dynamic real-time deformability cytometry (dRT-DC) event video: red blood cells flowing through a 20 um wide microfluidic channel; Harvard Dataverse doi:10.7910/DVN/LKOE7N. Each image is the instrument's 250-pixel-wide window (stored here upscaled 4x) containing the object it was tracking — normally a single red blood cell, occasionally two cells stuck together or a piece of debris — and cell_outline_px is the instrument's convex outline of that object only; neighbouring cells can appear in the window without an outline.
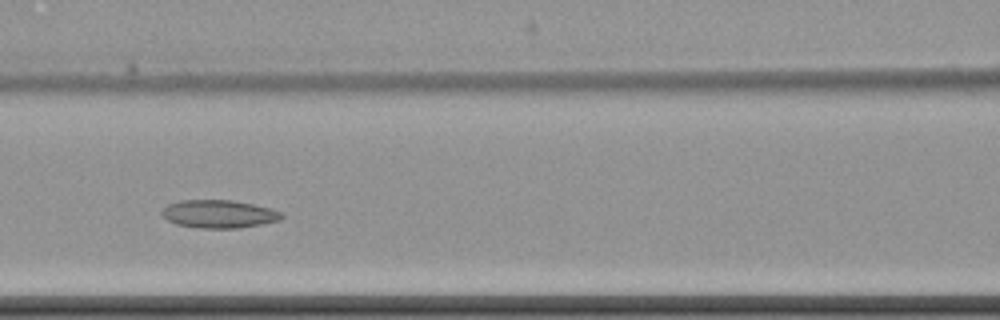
{"species": "common noctule bat (a hibernating species)", "species_latin": "Nyctalus noctula", "temperature_condition": "cold", "stored_images_in_passage": 5, "camera_frame_rate_fps": 3000, "um_per_image_px": 0.085, "animal": {"sex": "female", "body_mass_g": 22.7, "forearm_length_mm": 54.2}, "frame": {"image": 1, "passage_image": 3, "time_ms": 2.667, "image_size_px": [1000, 320], "cell_outline_px": [[284, 216], [280, 220], [240, 228], [200, 228], [176, 224], [168, 220], [160, 212], [168, 204], [180, 200], [232, 200], [252, 204], [268, 208], [280, 212]], "centroid_in_image_um": [18.58, 18.19], "position_along_channel_um": 148.0, "area_um2": 19.36}}
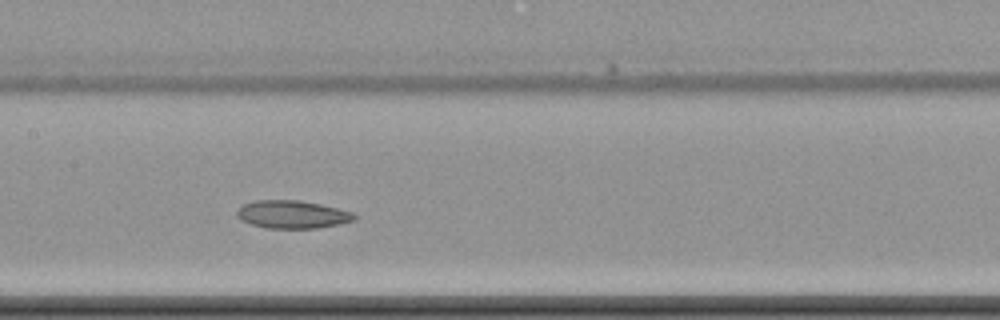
{"frame": {"image": 2, "passage_image": 4, "time_ms": 3.667, "image_size_px": [1000, 320], "cell_outline_px": [[356, 220], [340, 224], [316, 228], [264, 228], [240, 220], [236, 216], [236, 212], [244, 204], [256, 200], [300, 200], [320, 204], [352, 212], [356, 216]], "centroid_in_image_um": [24.84, 18.23], "position_along_channel_um": 182.6, "area_um2": 19.07}}
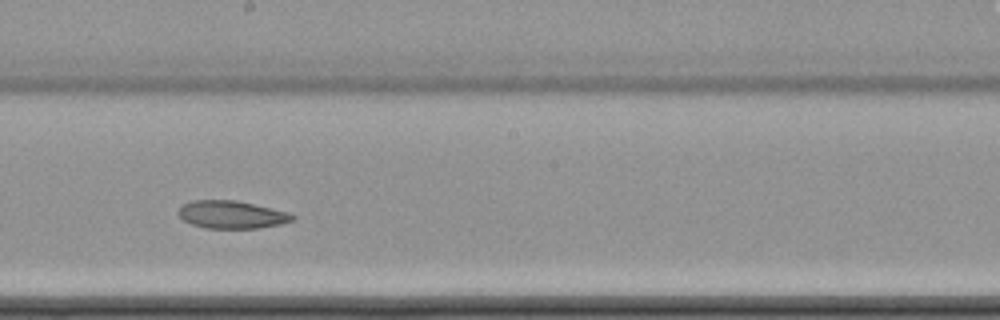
{"frame": {"image": 3, "passage_image": 5, "time_ms": 5.0, "image_size_px": [1000, 320], "cell_outline_px": [[296, 220], [280, 224], [260, 228], [204, 228], [192, 224], [184, 220], [180, 216], [180, 204], [192, 200], [236, 200], [288, 212], [296, 216]], "centroid_in_image_um": [19.71, 18.24], "position_along_channel_um": 228.5, "area_um2": 18.44}}